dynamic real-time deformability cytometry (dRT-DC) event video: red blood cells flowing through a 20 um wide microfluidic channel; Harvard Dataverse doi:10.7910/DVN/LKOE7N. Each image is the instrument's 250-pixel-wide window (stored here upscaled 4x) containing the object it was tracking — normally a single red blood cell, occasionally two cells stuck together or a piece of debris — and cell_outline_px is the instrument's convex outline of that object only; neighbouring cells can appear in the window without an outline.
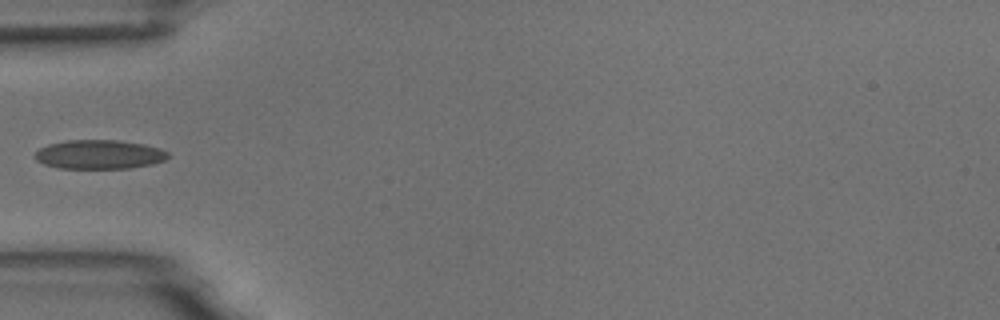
{"species": "common noctule bat (a hibernating species)", "species_latin": "Nyctalus noctula", "temperature_condition": "room temperature", "stored_images_in_passage": 5, "camera_frame_rate_fps": 3000, "um_per_image_px": 0.085, "animal": {"sex": "male", "body_mass_g": 18.8}, "frame": {"image": 1, "passage_image": 4, "time_ms": 3.333, "image_size_px": [1000, 320], "cell_outline_px": [[168, 156], [164, 160], [152, 164], [128, 168], [60, 168], [44, 164], [36, 160], [36, 152], [40, 148], [48, 144], [68, 140], [120, 140], [144, 144], [160, 148], [168, 152]], "centroid_in_image_um": [8.45, 13.12], "position_along_channel_um": 76.6, "area_um2": 22.43}}